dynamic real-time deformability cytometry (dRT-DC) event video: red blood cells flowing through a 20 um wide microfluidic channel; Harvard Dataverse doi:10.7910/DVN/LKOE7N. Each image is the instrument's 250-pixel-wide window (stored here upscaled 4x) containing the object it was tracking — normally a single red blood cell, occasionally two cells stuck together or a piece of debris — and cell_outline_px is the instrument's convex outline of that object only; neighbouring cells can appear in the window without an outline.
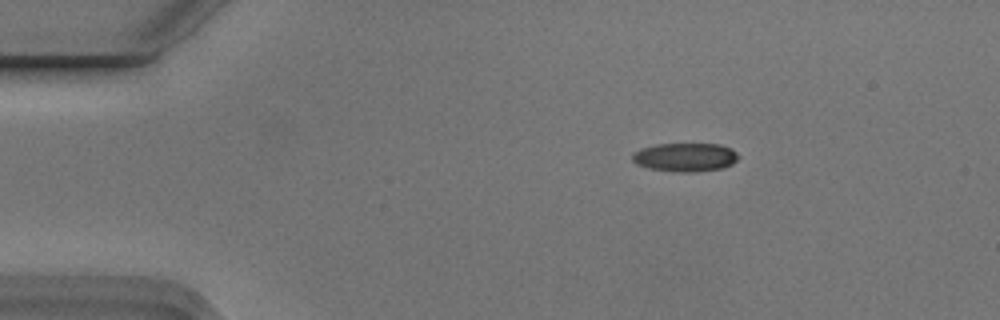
{"species": "Egyptian fruit bat (a non-hibernating species)", "species_latin": "Rousettus aegyptiacus", "temperature_condition": "cold", "stored_images_in_passage": 4, "camera_frame_rate_fps": 3000, "um_per_image_px": 0.085, "animal": {"sex": "male"}, "frame": {"image": 1, "passage_image": 2, "time_ms": 0.333, "image_size_px": [1000, 320], "cell_outline_px": [[740, 156], [732, 164], [724, 168], [696, 172], [680, 172], [648, 168], [636, 164], [632, 160], [632, 156], [640, 148], [656, 144], [720, 144], [732, 148]], "centroid_in_image_um": [58.27, 13.36], "position_along_channel_um": 26.7, "area_um2": 17.8}}